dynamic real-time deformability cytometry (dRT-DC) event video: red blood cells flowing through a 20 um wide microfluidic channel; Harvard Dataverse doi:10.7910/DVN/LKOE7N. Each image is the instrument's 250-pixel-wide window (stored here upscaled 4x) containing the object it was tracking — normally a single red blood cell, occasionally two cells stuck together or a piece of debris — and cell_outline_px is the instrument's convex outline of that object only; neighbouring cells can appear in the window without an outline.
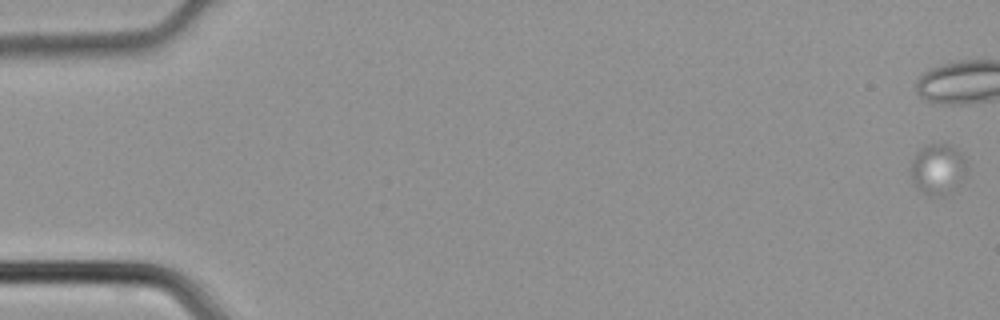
{"species": "common noctule bat (a hibernating species)", "species_latin": "Nyctalus noctula", "temperature_condition": "cold", "stored_images_in_passage": 48, "camera_frame_rate_fps": 3000, "um_per_image_px": 0.085, "animal": {"sex": "male", "body_mass_g": 21.5, "forearm_length_mm": 52.0}, "frame": {"image": 1, "passage_image": 1, "time_ms": 0.0, "image_size_px": [1000, 320], "cell_outline_px": [[968, 172], [960, 184], [944, 196], [928, 196], [920, 192], [916, 188], [908, 172], [912, 160], [916, 152], [924, 144], [948, 144], [956, 148], [964, 156], [968, 164]], "centroid_in_image_um": [79.71, 14.39], "position_along_channel_um": 5.3, "area_um2": 17.34}}
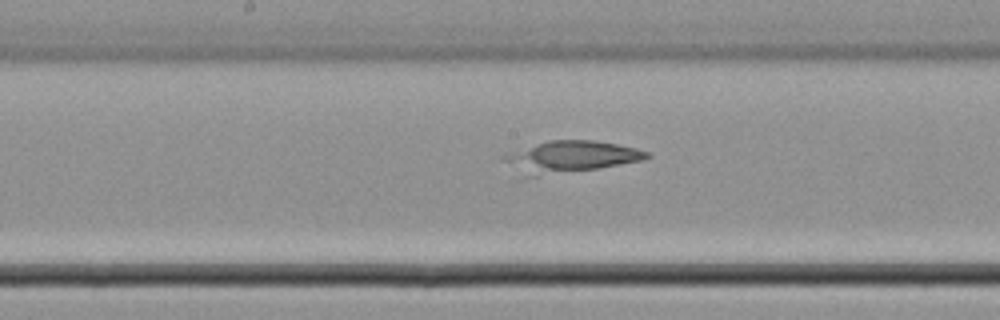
{"frame": {"image": 2, "passage_image": 26, "time_ms": 8.333, "image_size_px": [1000, 320], "cell_outline_px": [[652, 156], [640, 160], [596, 168], [536, 176], [524, 176], [500, 160], [500, 156], [548, 140], [592, 140], [616, 144], [636, 148], [648, 152]], "centroid_in_image_um": [48.43, 13.32], "position_along_channel_um": 199.8, "area_um2": 25.78}}
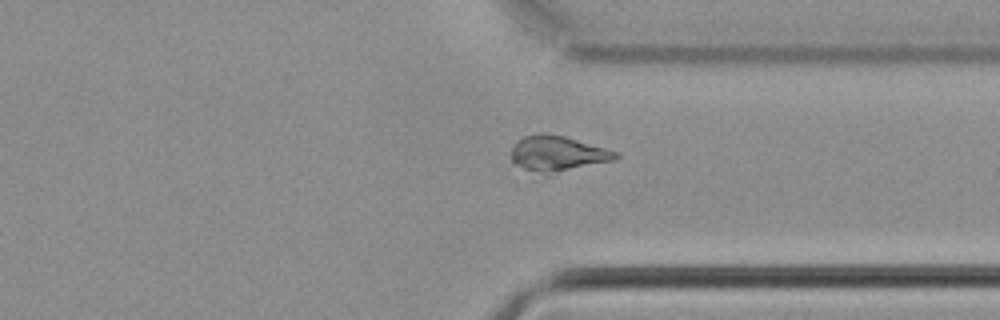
{"frame": {"image": 3, "passage_image": 37, "time_ms": 12.0, "image_size_px": [1000, 320], "cell_outline_px": [[620, 156], [616, 160], [532, 180], [512, 160], [512, 148], [516, 140], [524, 136], [544, 132], [564, 136], [604, 148], [616, 152]], "centroid_in_image_um": [47.31, 13.16], "position_along_channel_um": 364.1, "area_um2": 22.95}}